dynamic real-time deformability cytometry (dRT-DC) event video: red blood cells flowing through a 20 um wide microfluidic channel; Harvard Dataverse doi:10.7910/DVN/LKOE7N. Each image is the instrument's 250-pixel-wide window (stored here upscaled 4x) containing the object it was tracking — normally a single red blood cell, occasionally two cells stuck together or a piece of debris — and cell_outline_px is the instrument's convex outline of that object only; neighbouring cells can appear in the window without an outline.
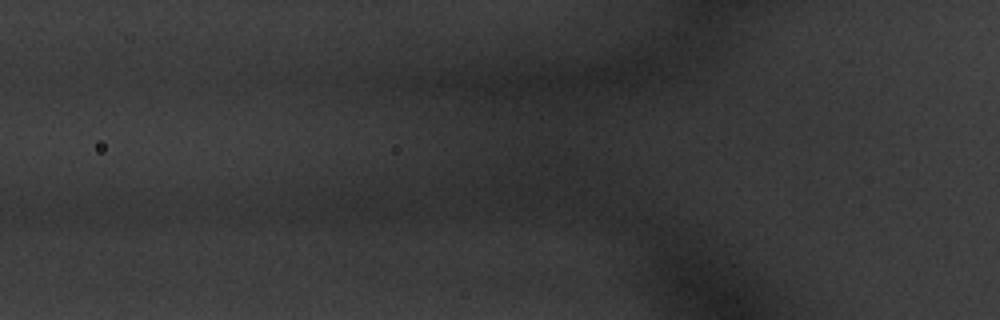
{"species": "common noctule bat (a hibernating species)", "species_latin": "Nyctalus noctula", "temperature_condition": "warm", "stored_images_in_passage": 28, "segment_of_instrument_passage": [2, 2], "camera_frame_rate_fps": 3000, "um_per_image_px": 0.085, "animal": {"sex": "male", "body_mass_g": 20.1, "forearm_length_mm": 53.5}, "frame": {"image": 1, "passage_image": 8, "time_ms": 2.333, "image_size_px": [1000, 320], "cell_outline_px": [[564, 156], [540, 160], [512, 160], [508, 140], [520, 128], [540, 128], [556, 140], [564, 152]], "centroid_in_image_um": [45.37, 12.36], "position_along_channel_um": 80.4, "area_um2": 10.06}}